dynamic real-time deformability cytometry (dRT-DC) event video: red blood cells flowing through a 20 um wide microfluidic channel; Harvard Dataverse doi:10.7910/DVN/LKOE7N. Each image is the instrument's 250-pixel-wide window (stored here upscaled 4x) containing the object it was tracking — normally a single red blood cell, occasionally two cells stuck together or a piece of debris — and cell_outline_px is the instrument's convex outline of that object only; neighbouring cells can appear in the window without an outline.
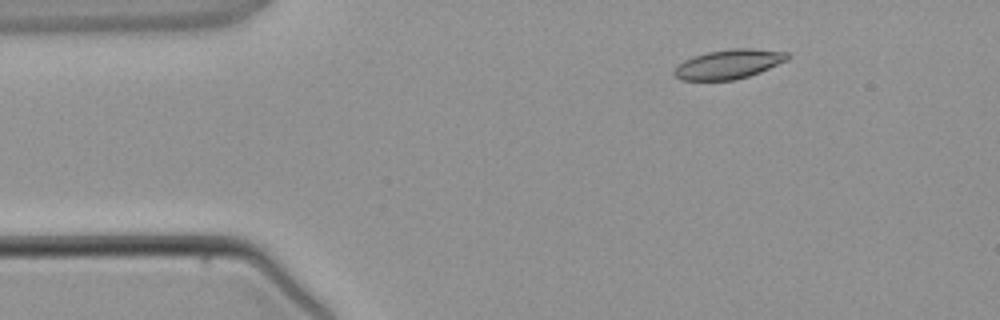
{"species": "common noctule bat (a hibernating species)", "species_latin": "Nyctalus noctula", "temperature_condition": "warm", "stored_images_in_passage": 5, "camera_frame_rate_fps": 3000, "um_per_image_px": 0.085, "animal": {"sex": "male", "body_mass_g": 21.5, "forearm_length_mm": 52.0}, "frame": {"image": 1, "passage_image": 2, "time_ms": 1.333, "image_size_px": [1000, 320], "cell_outline_px": [[792, 56], [788, 60], [760, 72], [736, 80], [680, 80], [672, 72], [684, 60], [692, 56], [708, 52], [736, 48], [748, 48], [788, 52]], "centroid_in_image_um": [61.97, 5.45], "position_along_channel_um": 23.0, "area_um2": 19.36}}
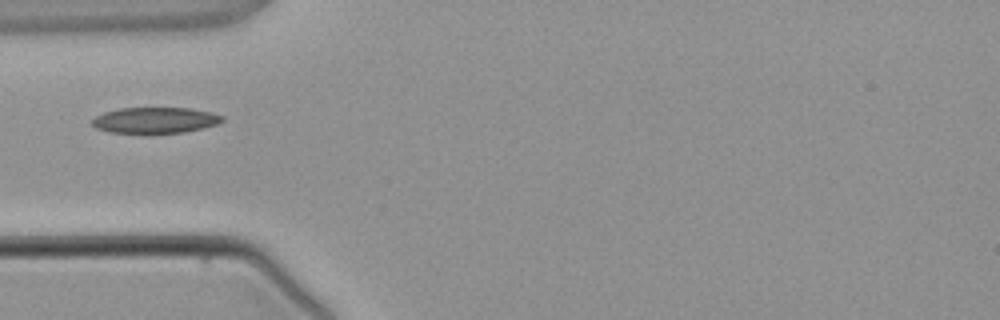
{"frame": {"image": 2, "passage_image": 4, "time_ms": 3.667, "image_size_px": [1000, 320], "cell_outline_px": [[224, 120], [216, 124], [204, 128], [184, 132], [152, 136], [144, 136], [108, 132], [96, 128], [92, 124], [92, 120], [96, 116], [104, 112], [120, 108], [192, 108], [212, 112], [224, 116]], "centroid_in_image_um": [13.17, 10.27], "position_along_channel_um": 71.8, "area_um2": 20.69}}
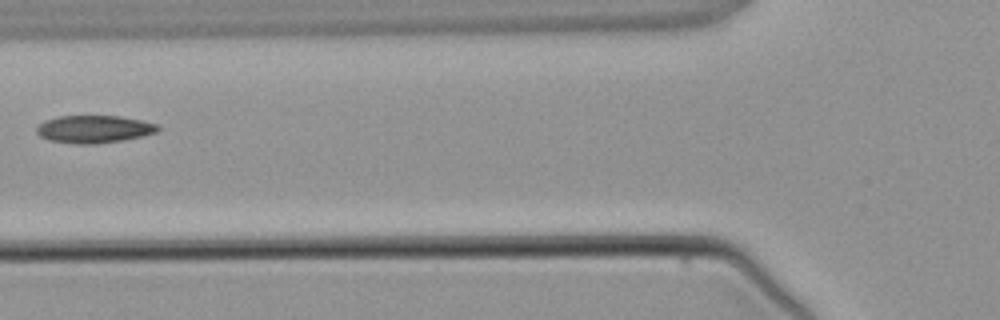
{"frame": {"image": 3, "passage_image": 5, "time_ms": 4.667, "image_size_px": [1000, 320], "cell_outline_px": [[160, 128], [156, 132], [124, 140], [96, 144], [76, 144], [48, 140], [40, 136], [36, 132], [36, 128], [44, 120], [60, 116], [120, 116], [140, 120], [156, 124]], "centroid_in_image_um": [7.96, 10.98], "position_along_channel_um": 117.8, "area_um2": 19.42}}